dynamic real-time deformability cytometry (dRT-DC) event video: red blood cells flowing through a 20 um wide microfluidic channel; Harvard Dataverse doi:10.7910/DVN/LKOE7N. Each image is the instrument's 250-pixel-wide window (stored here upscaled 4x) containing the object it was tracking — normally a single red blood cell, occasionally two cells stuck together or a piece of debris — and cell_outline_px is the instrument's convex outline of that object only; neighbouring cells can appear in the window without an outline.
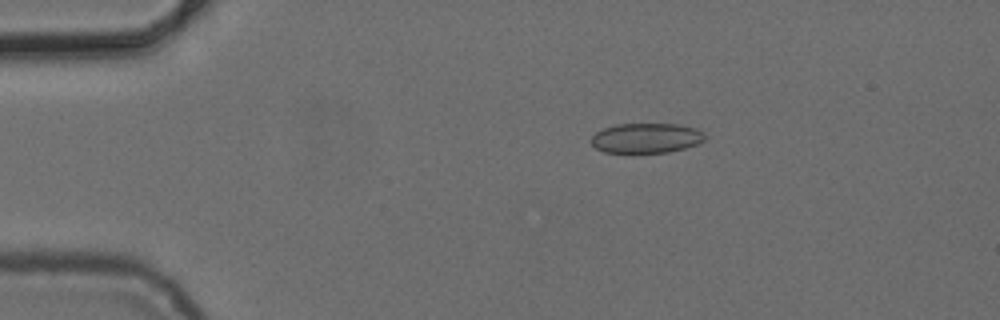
{"species": "common noctule bat (a hibernating species)", "species_latin": "Nyctalus noctula", "temperature_condition": "cold", "stored_images_in_passage": 7, "camera_frame_rate_fps": 3000, "um_per_image_px": 0.085, "animal": {"sex": "female", "body_mass_g": 24.6, "forearm_length_mm": 56.2}, "frame": {"image": 1, "passage_image": 2, "time_ms": 2.333, "image_size_px": [1000, 320], "cell_outline_px": [[708, 136], [704, 140], [696, 144], [684, 148], [668, 152], [604, 152], [596, 148], [592, 144], [592, 136], [596, 132], [604, 128], [616, 124], [680, 124], [696, 128], [704, 132]], "centroid_in_image_um": [54.97, 11.72], "position_along_channel_um": 30.0, "area_um2": 19.77}}
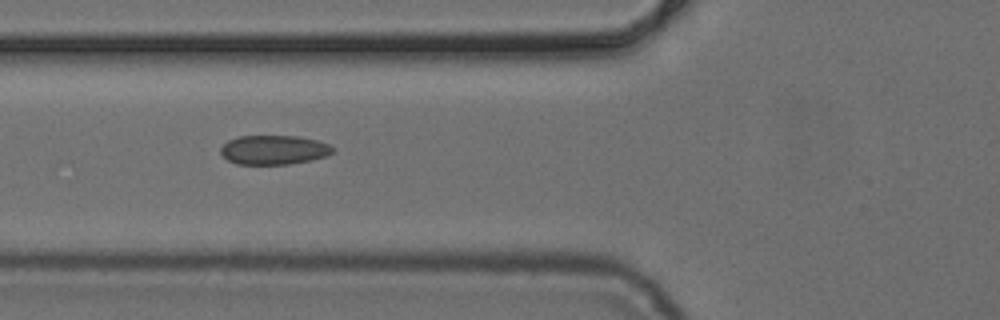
{"frame": {"image": 2, "passage_image": 5, "time_ms": 5.667, "image_size_px": [1000, 320], "cell_outline_px": [[336, 148], [332, 152], [324, 156], [312, 160], [288, 164], [236, 164], [228, 160], [220, 152], [220, 148], [228, 140], [240, 136], [296, 136], [316, 140], [328, 144]], "centroid_in_image_um": [23.27, 12.74], "position_along_channel_um": 102.5, "area_um2": 19.02}}
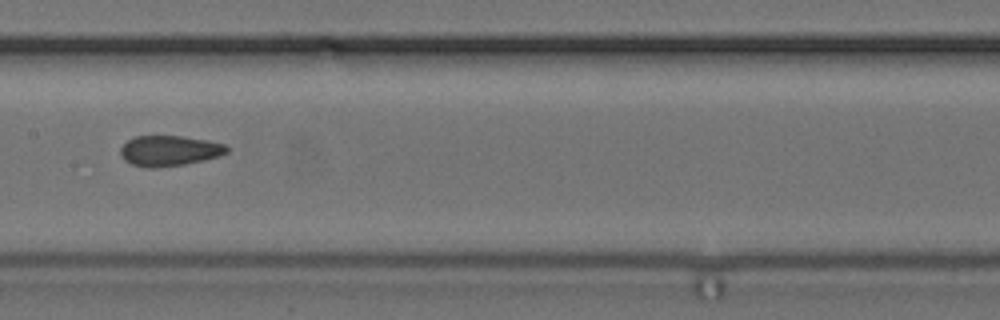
{"frame": {"image": 3, "passage_image": 7, "time_ms": 8.0, "image_size_px": [1000, 320], "cell_outline_px": [[228, 152], [220, 156], [204, 160], [184, 164], [156, 168], [148, 168], [132, 164], [124, 160], [120, 156], [120, 148], [128, 140], [136, 136], [180, 136], [208, 140], [224, 144], [228, 148]], "centroid_in_image_um": [14.38, 12.82], "position_along_channel_um": 193.0, "area_um2": 18.9}}